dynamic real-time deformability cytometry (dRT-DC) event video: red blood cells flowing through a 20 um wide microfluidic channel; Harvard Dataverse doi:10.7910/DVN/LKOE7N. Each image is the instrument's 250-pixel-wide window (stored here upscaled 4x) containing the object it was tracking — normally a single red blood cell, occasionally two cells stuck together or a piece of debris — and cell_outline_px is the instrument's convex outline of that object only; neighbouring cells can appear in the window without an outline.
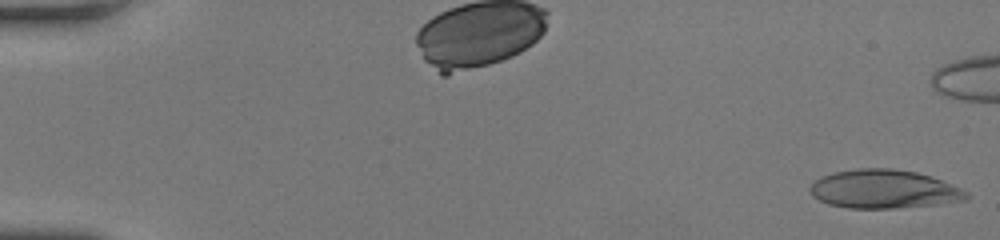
{"species": "human", "species_latin": "Homo sapiens", "temperature_condition": "room temperature", "stored_images_in_passage": 53, "camera_frame_rate_fps": 3000, "um_per_image_px": 0.085, "donor": {"sex": "female"}, "frame": {"image": 1, "passage_image": 1, "time_ms": 0.0, "image_size_px": [1000, 240], "cell_outline_px": [[968, 200], [936, 204], [896, 208], [848, 208], [828, 204], [812, 196], [808, 188], [820, 176], [832, 172], [856, 168], [892, 168], [916, 172], [932, 176], [960, 188], [968, 192]], "centroid_in_image_um": [75.11, 16.07], "position_along_channel_um": 9.9, "area_um2": 35.37}}
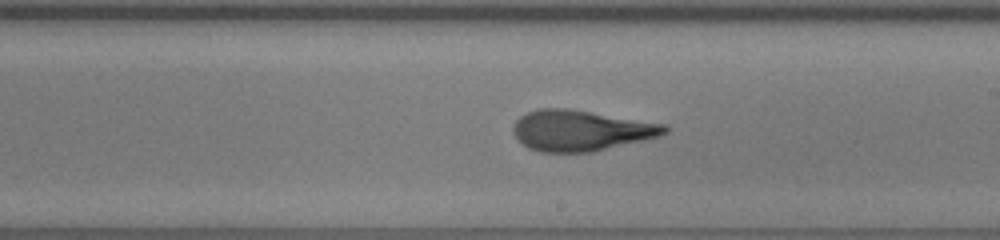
{"frame": {"image": 2, "passage_image": 33, "time_ms": 10.667, "image_size_px": [1000, 240], "cell_outline_px": [[668, 132], [660, 136], [644, 140], [592, 152], [540, 152], [528, 148], [516, 140], [512, 132], [512, 124], [520, 116], [528, 112], [540, 108], [564, 108], [668, 124]], "centroid_in_image_um": [49.34, 11.1], "position_along_channel_um": 239.7, "area_um2": 36.13}}
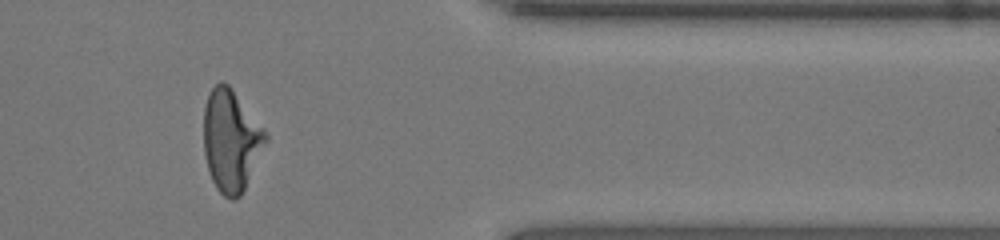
{"frame": {"image": 3, "passage_image": 45, "time_ms": 14.667, "image_size_px": [1000, 240], "cell_outline_px": [[268, 140], [240, 196], [232, 200], [224, 196], [216, 188], [212, 180], [208, 168], [204, 152], [204, 108], [208, 96], [212, 88], [220, 80], [224, 80], [228, 84], [264, 128], [268, 136]], "centroid_in_image_um": [19.63, 11.93], "position_along_channel_um": 391.8, "area_um2": 36.41}, "authors_computed_cell_mechanics": {"area_um2": 35.3736, "velocity_mm_per_s": 4.2218, "shape_relaxation_time_tau1_ms": 8.1248, "shape_relaxation_time_tau2_ms": 1.4176, "deformation_change_tau1": 0.2861, "deformation_change_tau2": 0.1082}}